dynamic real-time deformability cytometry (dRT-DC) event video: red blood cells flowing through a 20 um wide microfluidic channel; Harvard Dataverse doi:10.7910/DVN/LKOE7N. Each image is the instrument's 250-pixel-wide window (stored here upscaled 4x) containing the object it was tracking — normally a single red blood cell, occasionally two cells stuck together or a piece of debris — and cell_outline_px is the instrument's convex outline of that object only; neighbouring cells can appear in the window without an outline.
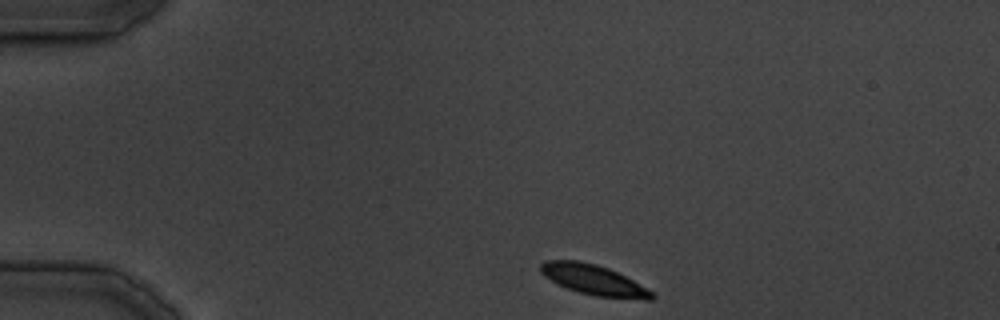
{"species": "common noctule bat (a hibernating species)", "species_latin": "Nyctalus noctula", "temperature_condition": "cold", "stored_images_in_passage": 37, "camera_frame_rate_fps": 3000, "um_per_image_px": 0.085, "animal": {"sex": "male", "body_mass_g": 19.5, "forearm_length_mm": 54.6}, "frame": {"image": 1, "passage_image": 1, "time_ms": 0.0, "image_size_px": [1000, 320], "cell_outline_px": [[656, 296], [652, 300], [644, 300], [596, 296], [580, 292], [556, 284], [544, 276], [540, 272], [540, 264], [544, 260], [580, 260], [596, 264], [608, 268], [632, 280], [652, 292]], "centroid_in_image_um": [50.43, 23.78], "position_along_channel_um": 34.6, "area_um2": 19.54}}
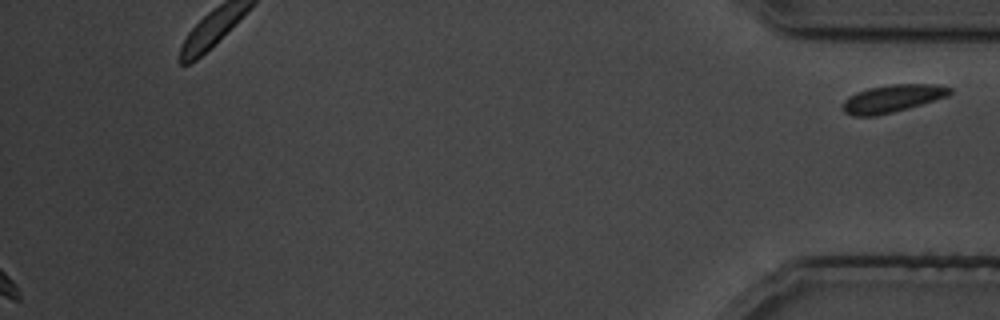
{"frame": {"image": 2, "passage_image": 37, "time_ms": 41.333, "image_size_px": [1000, 320], "cell_outline_px": [[952, 92], [948, 96], [908, 108], [876, 116], [852, 116], [844, 112], [844, 100], [848, 96], [856, 92], [868, 88], [892, 84], [936, 84], [952, 88]], "centroid_in_image_um": [75.85, 8.37], "position_along_channel_um": 359.3, "area_um2": 17.17}}